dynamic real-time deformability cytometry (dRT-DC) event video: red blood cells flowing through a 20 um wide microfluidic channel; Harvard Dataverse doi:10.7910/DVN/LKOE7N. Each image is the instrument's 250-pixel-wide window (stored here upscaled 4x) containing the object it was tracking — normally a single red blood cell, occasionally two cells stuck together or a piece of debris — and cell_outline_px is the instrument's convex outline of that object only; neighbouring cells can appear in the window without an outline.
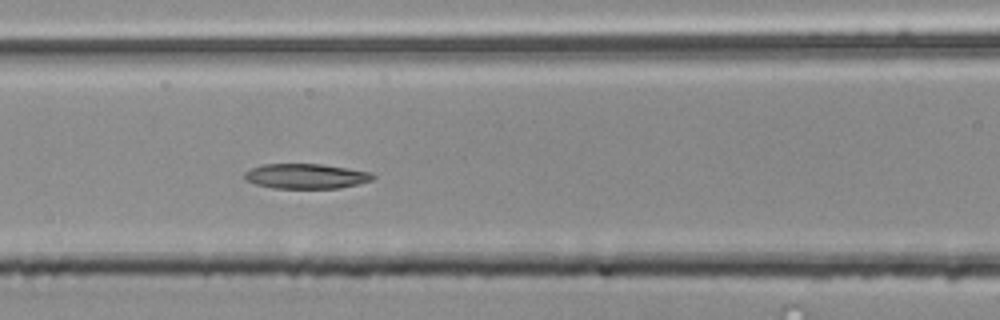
{"species": "common noctule bat (a hibernating species)", "species_latin": "Nyctalus noctula", "temperature_condition": "room temperature", "stored_images_in_passage": 54, "segment_of_instrument_passage": [2, 2], "camera_frame_rate_fps": 3000, "um_per_image_px": 0.085, "animal": {"sex": "male", "body_mass_g": 20.4}, "frame": {"image": 1, "passage_image": 23, "time_ms": 7.333, "image_size_px": [1000, 320], "cell_outline_px": [[376, 176], [372, 180], [340, 188], [272, 188], [256, 184], [244, 180], [244, 172], [252, 168], [264, 164], [320, 164], [348, 168], [372, 172]], "centroid_in_image_um": [26.01, 14.97], "position_along_channel_um": 140.6, "area_um2": 18.67}}
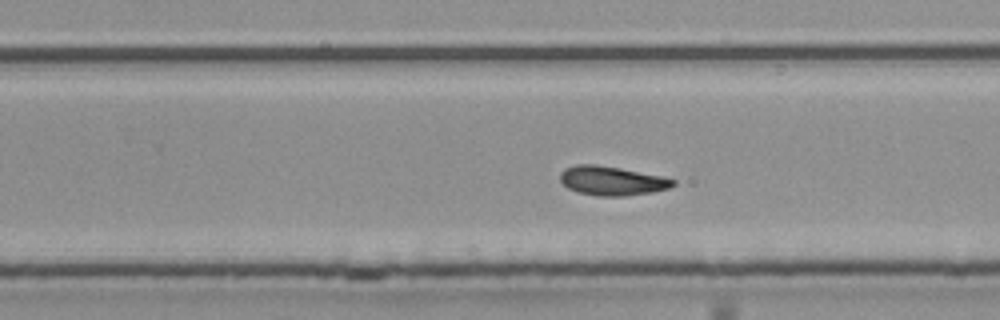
{"frame": {"image": 2, "passage_image": 34, "time_ms": 11.0, "image_size_px": [1000, 320], "cell_outline_px": [[676, 184], [668, 188], [652, 192], [624, 196], [596, 196], [576, 192], [568, 188], [560, 180], [560, 172], [564, 168], [576, 164], [596, 164], [620, 168], [660, 176], [676, 180]], "centroid_in_image_um": [51.97, 15.36], "position_along_channel_um": 277.8, "area_um2": 19.19}}
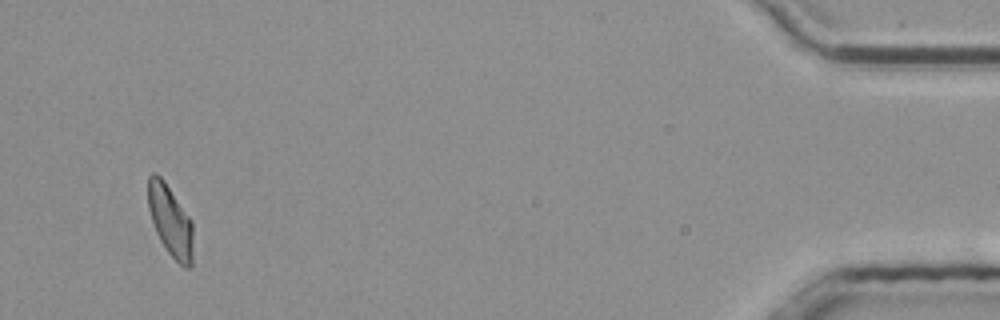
{"frame": {"image": 3, "passage_image": 52, "time_ms": 17.0, "image_size_px": [1000, 320], "cell_outline_px": [[192, 264], [188, 268], [184, 268], [168, 252], [160, 240], [156, 232], [148, 208], [148, 176], [152, 172], [156, 172], [164, 180], [192, 220]], "centroid_in_image_um": [14.47, 18.74], "position_along_channel_um": 420.7, "area_um2": 18.61}}